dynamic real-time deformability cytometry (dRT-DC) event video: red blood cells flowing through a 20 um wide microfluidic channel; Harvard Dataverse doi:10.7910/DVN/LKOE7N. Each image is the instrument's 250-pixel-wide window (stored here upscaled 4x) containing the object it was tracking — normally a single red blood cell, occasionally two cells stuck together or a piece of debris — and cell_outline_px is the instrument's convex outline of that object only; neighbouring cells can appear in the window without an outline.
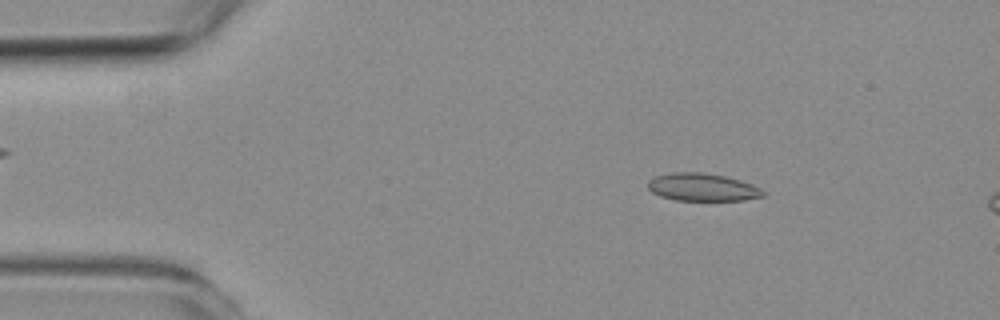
{"species": "common noctule bat (a hibernating species)", "species_latin": "Nyctalus noctula", "temperature_condition": "room temperature", "stored_images_in_passage": 14, "camera_frame_rate_fps": 3000, "um_per_image_px": 0.085, "animal": {"sex": "female", "body_mass_g": 19.3, "forearm_length_mm": 54.1}, "frame": {"image": 1, "passage_image": 8, "time_ms": 2.333, "image_size_px": [1000, 320], "cell_outline_px": [[764, 196], [744, 200], [676, 200], [660, 196], [652, 192], [648, 188], [648, 180], [656, 176], [672, 172], [704, 172], [724, 176], [740, 180], [752, 184], [760, 188], [764, 192]], "centroid_in_image_um": [59.69, 15.91], "position_along_channel_um": 25.3, "area_um2": 18.55}}